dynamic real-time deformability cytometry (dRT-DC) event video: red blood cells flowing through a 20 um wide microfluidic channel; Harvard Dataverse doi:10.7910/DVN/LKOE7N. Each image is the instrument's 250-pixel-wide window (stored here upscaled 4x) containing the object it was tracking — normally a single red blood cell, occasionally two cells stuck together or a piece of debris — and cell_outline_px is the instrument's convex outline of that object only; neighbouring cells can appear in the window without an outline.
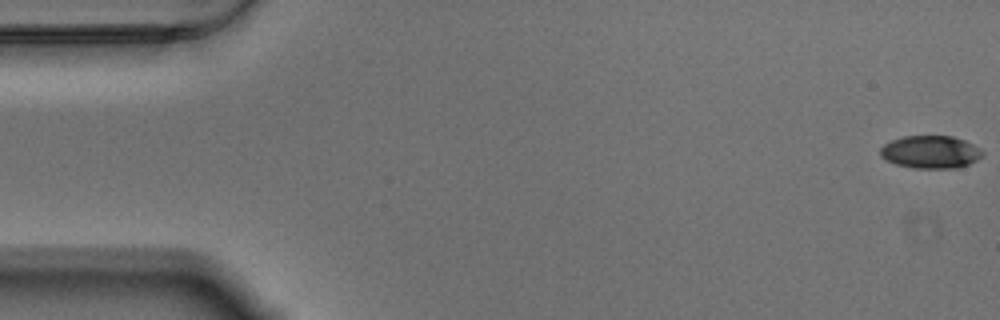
{"species": "Egyptian fruit bat (a non-hibernating species)", "species_latin": "Rousettus aegyptiacus", "temperature_condition": "warm", "stored_images_in_passage": 58, "camera_frame_rate_fps": 3000, "um_per_image_px": 0.085, "animal": {"sex": "male"}, "frame": {"image": 1, "passage_image": 1, "time_ms": 0.0, "image_size_px": [1000, 320], "cell_outline_px": [[984, 156], [968, 164], [956, 168], [912, 168], [896, 164], [880, 156], [880, 148], [884, 144], [892, 140], [904, 136], [952, 136], [964, 140], [980, 148], [984, 152]], "centroid_in_image_um": [79.11, 12.92], "position_along_channel_um": 5.9, "area_um2": 19.48}}
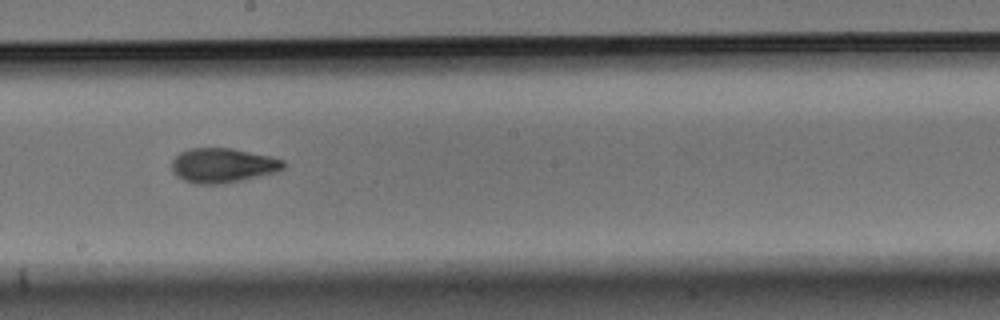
{"frame": {"image": 2, "passage_image": 32, "time_ms": 10.333, "image_size_px": [1000, 320], "cell_outline_px": [[284, 168], [276, 172], [240, 180], [220, 184], [196, 184], [184, 180], [172, 168], [172, 160], [180, 152], [188, 148], [232, 148], [268, 156], [284, 160]], "centroid_in_image_um": [18.93, 14.05], "position_along_channel_um": 229.3, "area_um2": 22.14}}
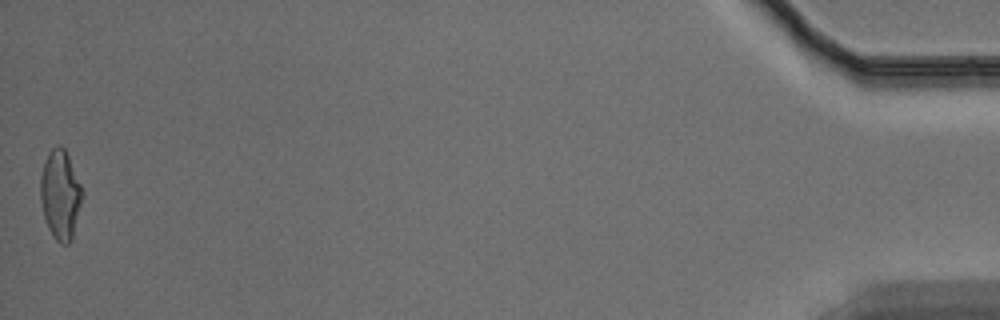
{"frame": {"image": 3, "passage_image": 58, "time_ms": 19.0, "image_size_px": [1000, 320], "cell_outline_px": [[84, 192], [72, 240], [68, 244], [60, 244], [52, 236], [48, 228], [44, 216], [40, 200], [40, 176], [48, 152], [52, 148], [60, 144], [64, 148], [68, 156]], "centroid_in_image_um": [5.13, 16.57], "position_along_channel_um": 430.1, "area_um2": 21.85}, "authors_computed_cell_mechanics": {"area_um2": 21.386, "velocity_mm_per_s": 3.4743, "shape_relaxation_time_tau1_ms": 4.8841, "shape_relaxation_time_tau2_ms": 1.7527, "deformation_change_tau1": 0.1634, "deformation_change_tau2": 0.0778}}